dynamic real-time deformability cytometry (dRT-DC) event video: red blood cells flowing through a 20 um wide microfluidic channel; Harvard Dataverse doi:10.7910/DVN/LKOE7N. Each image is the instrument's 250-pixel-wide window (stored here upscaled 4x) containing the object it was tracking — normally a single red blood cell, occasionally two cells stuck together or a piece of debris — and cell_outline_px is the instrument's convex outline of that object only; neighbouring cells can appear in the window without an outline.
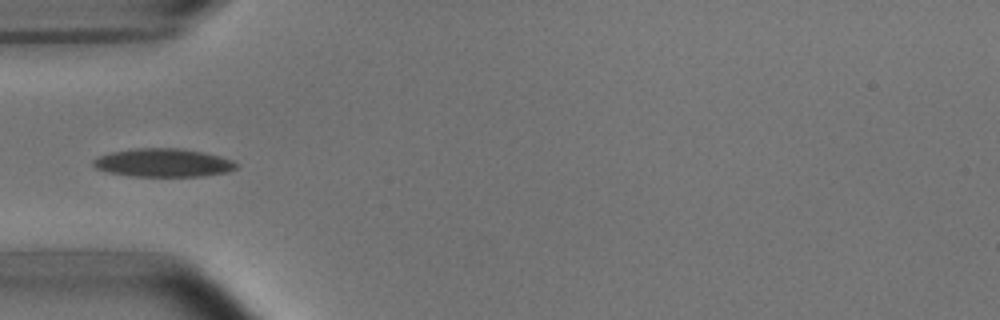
{"species": "common noctule bat (a hibernating species)", "species_latin": "Nyctalus noctula", "temperature_condition": "room temperature", "stored_images_in_passage": 5, "camera_frame_rate_fps": 3000, "um_per_image_px": 0.085, "animal": {"sex": "male", "body_mass_g": 15.6}, "frame": {"image": 1, "passage_image": 3, "time_ms": 3.333, "image_size_px": [1000, 320], "cell_outline_px": [[240, 164], [236, 168], [228, 172], [200, 176], [132, 176], [108, 172], [96, 168], [92, 164], [92, 160], [100, 156], [112, 152], [136, 148], [176, 148], [204, 152], [220, 156], [232, 160]], "centroid_in_image_um": [13.9, 13.83], "position_along_channel_um": 71.1, "area_um2": 23.52}}
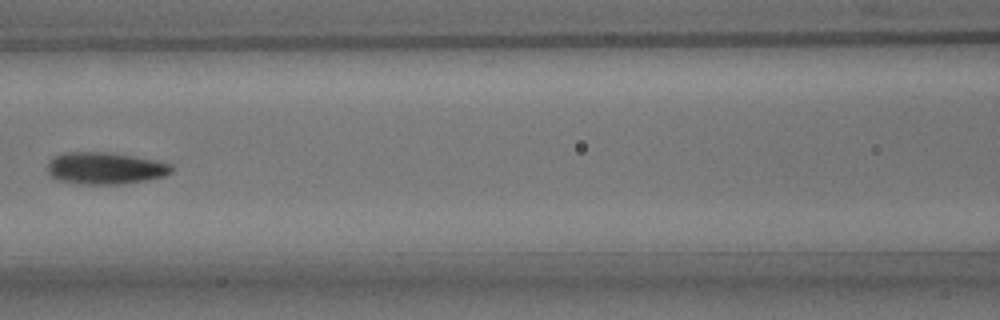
{"frame": {"image": 2, "passage_image": 5, "time_ms": 5.667, "image_size_px": [1000, 320], "cell_outline_px": [[172, 172], [164, 176], [124, 184], [76, 184], [56, 180], [48, 172], [48, 160], [64, 152], [108, 152], [132, 156], [172, 164]], "centroid_in_image_um": [8.9, 14.31], "position_along_channel_um": 157.7, "area_um2": 23.06}}